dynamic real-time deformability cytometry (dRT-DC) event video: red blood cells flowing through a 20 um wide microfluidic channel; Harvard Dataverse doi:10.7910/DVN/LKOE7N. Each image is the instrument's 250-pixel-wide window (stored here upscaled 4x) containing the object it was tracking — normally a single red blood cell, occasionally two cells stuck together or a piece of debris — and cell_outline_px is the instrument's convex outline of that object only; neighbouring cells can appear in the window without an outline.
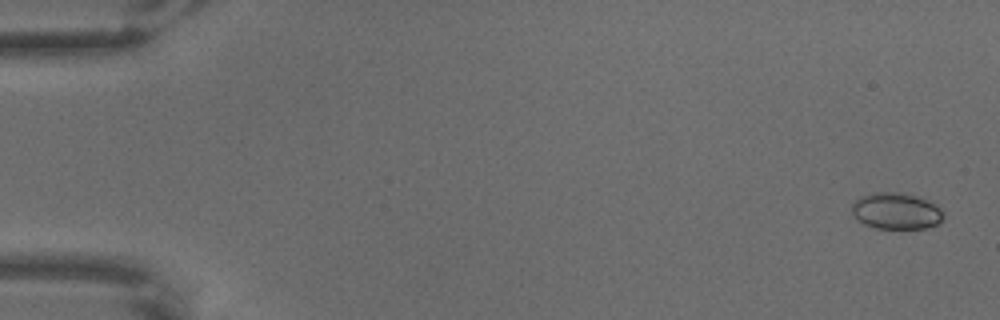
{"species": "common noctule bat (a hibernating species)", "species_latin": "Nyctalus noctula", "temperature_condition": "warm", "stored_images_in_passage": 11, "camera_frame_rate_fps": 3000, "um_per_image_px": 0.085, "animal": {"sex": "male", "body_mass_g": 18.8}, "frame": {"image": 1, "passage_image": 1, "time_ms": 0.0, "image_size_px": [1000, 320], "cell_outline_px": [[944, 216], [936, 224], [924, 228], [876, 228], [864, 224], [852, 212], [852, 204], [860, 196], [876, 192], [900, 192], [916, 196], [940, 208], [944, 212]], "centroid_in_image_um": [76.15, 17.93], "position_along_channel_um": 8.8, "area_um2": 19.07}}
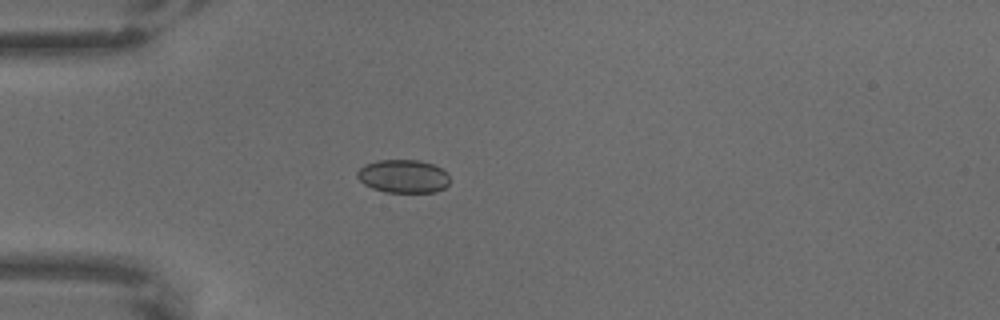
{"frame": {"image": 2, "passage_image": 5, "time_ms": 1.333, "image_size_px": [1000, 320], "cell_outline_px": [[452, 180], [444, 188], [436, 192], [384, 192], [372, 188], [364, 184], [356, 176], [356, 172], [364, 164], [376, 160], [420, 160], [432, 164], [448, 172]], "centroid_in_image_um": [34.29, 14.98], "position_along_channel_um": 50.7, "area_um2": 18.21}}
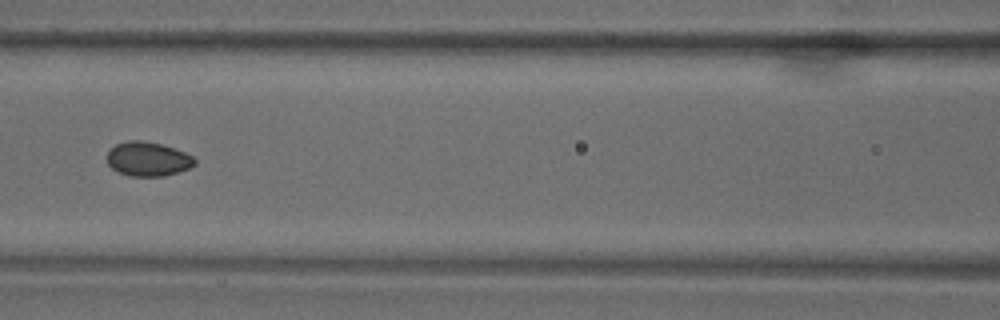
{"frame": {"image": 3, "passage_image": 8, "time_ms": 2.333, "image_size_px": [1000, 320], "cell_outline_px": [[196, 164], [188, 168], [164, 176], [132, 176], [120, 172], [112, 168], [108, 164], [108, 152], [116, 144], [128, 140], [140, 140], [160, 144], [184, 152], [192, 156], [196, 160]], "centroid_in_image_um": [12.57, 13.51], "position_along_channel_um": 154.0, "area_um2": 17.17}}